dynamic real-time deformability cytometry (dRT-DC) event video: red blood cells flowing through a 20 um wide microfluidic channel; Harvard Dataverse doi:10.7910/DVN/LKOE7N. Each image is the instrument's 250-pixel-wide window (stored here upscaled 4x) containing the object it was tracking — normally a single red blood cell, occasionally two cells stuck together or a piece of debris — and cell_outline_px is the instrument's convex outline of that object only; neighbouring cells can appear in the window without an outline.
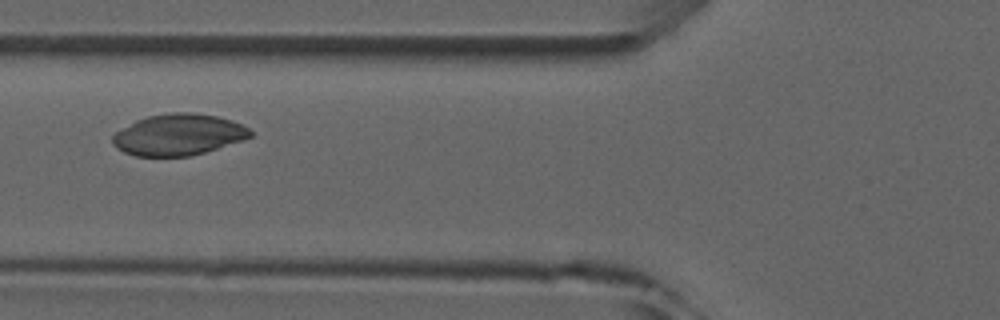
{"species": "common noctule bat (a hibernating species)", "species_latin": "Nyctalus noctula", "temperature_condition": "room temperature", "stored_images_in_passage": 4, "camera_frame_rate_fps": 3000, "um_per_image_px": 0.085, "animal": {"sex": "male", "forearm_length_mm": 52.5}, "frame": {"image": 1, "passage_image": 3, "time_ms": 2.333, "image_size_px": [1000, 320], "cell_outline_px": [[252, 136], [192, 156], [136, 156], [124, 152], [116, 148], [112, 144], [112, 136], [116, 132], [136, 120], [148, 116], [168, 112], [188, 112], [216, 116], [232, 120], [248, 128], [252, 132]], "centroid_in_image_um": [15.12, 11.44], "position_along_channel_um": 110.7, "area_um2": 32.89}}
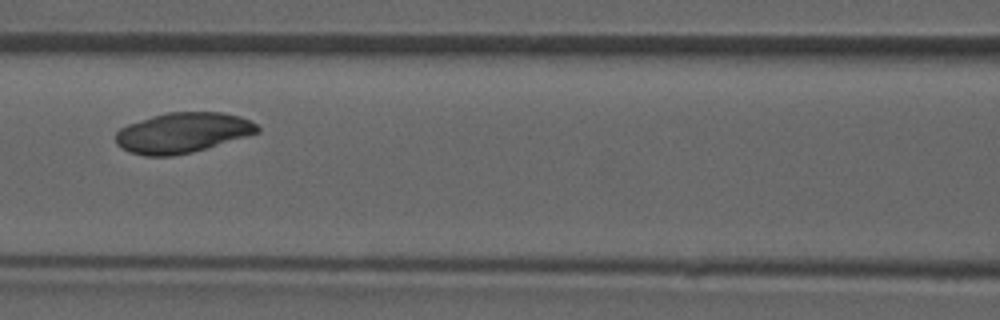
{"frame": {"image": 2, "passage_image": 4, "time_ms": 3.333, "image_size_px": [1000, 320], "cell_outline_px": [[260, 132], [192, 152], [172, 156], [144, 156], [128, 152], [120, 148], [116, 144], [116, 132], [120, 128], [128, 124], [152, 116], [168, 112], [224, 112], [240, 116], [256, 124], [260, 128]], "centroid_in_image_um": [15.49, 11.28], "position_along_channel_um": 151.1, "area_um2": 33.23}}